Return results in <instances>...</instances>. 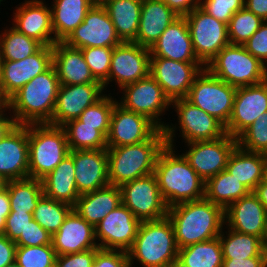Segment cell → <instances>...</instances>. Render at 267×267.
Wrapping results in <instances>:
<instances>
[{
	"instance_id": "obj_1",
	"label": "cell",
	"mask_w": 267,
	"mask_h": 267,
	"mask_svg": "<svg viewBox=\"0 0 267 267\" xmlns=\"http://www.w3.org/2000/svg\"><path fill=\"white\" fill-rule=\"evenodd\" d=\"M167 217L179 249L219 237L225 224L224 209L205 198L174 205Z\"/></svg>"
},
{
	"instance_id": "obj_2",
	"label": "cell",
	"mask_w": 267,
	"mask_h": 267,
	"mask_svg": "<svg viewBox=\"0 0 267 267\" xmlns=\"http://www.w3.org/2000/svg\"><path fill=\"white\" fill-rule=\"evenodd\" d=\"M177 148L168 145L160 152L154 174L161 196L168 208L204 198L205 181L191 167ZM177 152V153H176Z\"/></svg>"
},
{
	"instance_id": "obj_3",
	"label": "cell",
	"mask_w": 267,
	"mask_h": 267,
	"mask_svg": "<svg viewBox=\"0 0 267 267\" xmlns=\"http://www.w3.org/2000/svg\"><path fill=\"white\" fill-rule=\"evenodd\" d=\"M59 86V79L52 65L14 93L8 99V108L15 123H49L55 109Z\"/></svg>"
},
{
	"instance_id": "obj_4",
	"label": "cell",
	"mask_w": 267,
	"mask_h": 267,
	"mask_svg": "<svg viewBox=\"0 0 267 267\" xmlns=\"http://www.w3.org/2000/svg\"><path fill=\"white\" fill-rule=\"evenodd\" d=\"M178 251L172 223L165 217L141 221L137 236L127 253L130 267L136 264L141 267H176Z\"/></svg>"
},
{
	"instance_id": "obj_5",
	"label": "cell",
	"mask_w": 267,
	"mask_h": 267,
	"mask_svg": "<svg viewBox=\"0 0 267 267\" xmlns=\"http://www.w3.org/2000/svg\"><path fill=\"white\" fill-rule=\"evenodd\" d=\"M167 145L164 130L149 140L107 148L109 185H121L154 173L157 158Z\"/></svg>"
},
{
	"instance_id": "obj_6",
	"label": "cell",
	"mask_w": 267,
	"mask_h": 267,
	"mask_svg": "<svg viewBox=\"0 0 267 267\" xmlns=\"http://www.w3.org/2000/svg\"><path fill=\"white\" fill-rule=\"evenodd\" d=\"M29 177L42 179L69 154L66 132L48 123L28 124Z\"/></svg>"
},
{
	"instance_id": "obj_7",
	"label": "cell",
	"mask_w": 267,
	"mask_h": 267,
	"mask_svg": "<svg viewBox=\"0 0 267 267\" xmlns=\"http://www.w3.org/2000/svg\"><path fill=\"white\" fill-rule=\"evenodd\" d=\"M205 68L236 88L257 85L267 80V66L243 45L229 44L224 47Z\"/></svg>"
},
{
	"instance_id": "obj_8",
	"label": "cell",
	"mask_w": 267,
	"mask_h": 267,
	"mask_svg": "<svg viewBox=\"0 0 267 267\" xmlns=\"http://www.w3.org/2000/svg\"><path fill=\"white\" fill-rule=\"evenodd\" d=\"M171 108H175L178 123L175 125L172 122L168 123L164 129L166 143L170 147L176 148L174 141L178 130L180 132L178 137L183 138L182 143L215 140L226 134L225 126L220 121L192 105L185 98L173 100Z\"/></svg>"
},
{
	"instance_id": "obj_9",
	"label": "cell",
	"mask_w": 267,
	"mask_h": 267,
	"mask_svg": "<svg viewBox=\"0 0 267 267\" xmlns=\"http://www.w3.org/2000/svg\"><path fill=\"white\" fill-rule=\"evenodd\" d=\"M235 94L236 87L204 68L195 78L185 99L226 126L233 111Z\"/></svg>"
},
{
	"instance_id": "obj_10",
	"label": "cell",
	"mask_w": 267,
	"mask_h": 267,
	"mask_svg": "<svg viewBox=\"0 0 267 267\" xmlns=\"http://www.w3.org/2000/svg\"><path fill=\"white\" fill-rule=\"evenodd\" d=\"M119 91L122 96L117 101L121 106L147 117L159 129H165L169 122L164 123L161 116L163 117L166 111L171 109L172 102L150 74L135 83L124 86Z\"/></svg>"
},
{
	"instance_id": "obj_11",
	"label": "cell",
	"mask_w": 267,
	"mask_h": 267,
	"mask_svg": "<svg viewBox=\"0 0 267 267\" xmlns=\"http://www.w3.org/2000/svg\"><path fill=\"white\" fill-rule=\"evenodd\" d=\"M185 18L194 53L206 67L224 47L230 44L228 25L209 15L200 6L185 15Z\"/></svg>"
},
{
	"instance_id": "obj_12",
	"label": "cell",
	"mask_w": 267,
	"mask_h": 267,
	"mask_svg": "<svg viewBox=\"0 0 267 267\" xmlns=\"http://www.w3.org/2000/svg\"><path fill=\"white\" fill-rule=\"evenodd\" d=\"M122 203L140 221L167 217L168 207L163 200L154 173L134 179L120 187Z\"/></svg>"
},
{
	"instance_id": "obj_13",
	"label": "cell",
	"mask_w": 267,
	"mask_h": 267,
	"mask_svg": "<svg viewBox=\"0 0 267 267\" xmlns=\"http://www.w3.org/2000/svg\"><path fill=\"white\" fill-rule=\"evenodd\" d=\"M150 49L134 42H122L113 48L108 79L104 91L112 82L117 90L135 83L150 74ZM111 82V83H110Z\"/></svg>"
},
{
	"instance_id": "obj_14",
	"label": "cell",
	"mask_w": 267,
	"mask_h": 267,
	"mask_svg": "<svg viewBox=\"0 0 267 267\" xmlns=\"http://www.w3.org/2000/svg\"><path fill=\"white\" fill-rule=\"evenodd\" d=\"M185 145L187 148L181 154L206 182L226 169L228 159L237 146V138L226 133L215 140L193 141Z\"/></svg>"
},
{
	"instance_id": "obj_15",
	"label": "cell",
	"mask_w": 267,
	"mask_h": 267,
	"mask_svg": "<svg viewBox=\"0 0 267 267\" xmlns=\"http://www.w3.org/2000/svg\"><path fill=\"white\" fill-rule=\"evenodd\" d=\"M66 45L83 49L88 47H115L122 43L102 4H94L83 22L63 41Z\"/></svg>"
},
{
	"instance_id": "obj_16",
	"label": "cell",
	"mask_w": 267,
	"mask_h": 267,
	"mask_svg": "<svg viewBox=\"0 0 267 267\" xmlns=\"http://www.w3.org/2000/svg\"><path fill=\"white\" fill-rule=\"evenodd\" d=\"M205 66L161 57H150V75L162 87L172 102L186 98L195 78Z\"/></svg>"
},
{
	"instance_id": "obj_17",
	"label": "cell",
	"mask_w": 267,
	"mask_h": 267,
	"mask_svg": "<svg viewBox=\"0 0 267 267\" xmlns=\"http://www.w3.org/2000/svg\"><path fill=\"white\" fill-rule=\"evenodd\" d=\"M140 223L131 210L121 203L95 226L98 247L127 252L133 245Z\"/></svg>"
},
{
	"instance_id": "obj_18",
	"label": "cell",
	"mask_w": 267,
	"mask_h": 267,
	"mask_svg": "<svg viewBox=\"0 0 267 267\" xmlns=\"http://www.w3.org/2000/svg\"><path fill=\"white\" fill-rule=\"evenodd\" d=\"M53 65V46H42L36 53L18 61L3 60L0 69V89L8 100L35 76Z\"/></svg>"
},
{
	"instance_id": "obj_19",
	"label": "cell",
	"mask_w": 267,
	"mask_h": 267,
	"mask_svg": "<svg viewBox=\"0 0 267 267\" xmlns=\"http://www.w3.org/2000/svg\"><path fill=\"white\" fill-rule=\"evenodd\" d=\"M159 128L147 117L115 104L107 136V148L132 145L149 140Z\"/></svg>"
},
{
	"instance_id": "obj_20",
	"label": "cell",
	"mask_w": 267,
	"mask_h": 267,
	"mask_svg": "<svg viewBox=\"0 0 267 267\" xmlns=\"http://www.w3.org/2000/svg\"><path fill=\"white\" fill-rule=\"evenodd\" d=\"M105 93L101 83L60 85L55 109L48 124L62 127L67 122L77 119L87 107L97 102Z\"/></svg>"
},
{
	"instance_id": "obj_21",
	"label": "cell",
	"mask_w": 267,
	"mask_h": 267,
	"mask_svg": "<svg viewBox=\"0 0 267 267\" xmlns=\"http://www.w3.org/2000/svg\"><path fill=\"white\" fill-rule=\"evenodd\" d=\"M267 112V80L251 86L236 88L233 111L225 131L237 138L255 120Z\"/></svg>"
},
{
	"instance_id": "obj_22",
	"label": "cell",
	"mask_w": 267,
	"mask_h": 267,
	"mask_svg": "<svg viewBox=\"0 0 267 267\" xmlns=\"http://www.w3.org/2000/svg\"><path fill=\"white\" fill-rule=\"evenodd\" d=\"M0 177L5 182L29 177L28 125L16 124L0 139Z\"/></svg>"
},
{
	"instance_id": "obj_23",
	"label": "cell",
	"mask_w": 267,
	"mask_h": 267,
	"mask_svg": "<svg viewBox=\"0 0 267 267\" xmlns=\"http://www.w3.org/2000/svg\"><path fill=\"white\" fill-rule=\"evenodd\" d=\"M23 2L19 3L13 11L12 26L43 46H53L57 41L52 27L50 6L45 0H24Z\"/></svg>"
},
{
	"instance_id": "obj_24",
	"label": "cell",
	"mask_w": 267,
	"mask_h": 267,
	"mask_svg": "<svg viewBox=\"0 0 267 267\" xmlns=\"http://www.w3.org/2000/svg\"><path fill=\"white\" fill-rule=\"evenodd\" d=\"M73 162L80 195L109 185L107 149L73 150Z\"/></svg>"
},
{
	"instance_id": "obj_25",
	"label": "cell",
	"mask_w": 267,
	"mask_h": 267,
	"mask_svg": "<svg viewBox=\"0 0 267 267\" xmlns=\"http://www.w3.org/2000/svg\"><path fill=\"white\" fill-rule=\"evenodd\" d=\"M267 211L253 192L224 210L225 225L239 233L258 236L263 241Z\"/></svg>"
},
{
	"instance_id": "obj_26",
	"label": "cell",
	"mask_w": 267,
	"mask_h": 267,
	"mask_svg": "<svg viewBox=\"0 0 267 267\" xmlns=\"http://www.w3.org/2000/svg\"><path fill=\"white\" fill-rule=\"evenodd\" d=\"M52 246L57 255L97 249L95 228L73 208L60 229L52 235Z\"/></svg>"
},
{
	"instance_id": "obj_27",
	"label": "cell",
	"mask_w": 267,
	"mask_h": 267,
	"mask_svg": "<svg viewBox=\"0 0 267 267\" xmlns=\"http://www.w3.org/2000/svg\"><path fill=\"white\" fill-rule=\"evenodd\" d=\"M150 57L201 63L194 53L185 16L175 19L150 48Z\"/></svg>"
},
{
	"instance_id": "obj_28",
	"label": "cell",
	"mask_w": 267,
	"mask_h": 267,
	"mask_svg": "<svg viewBox=\"0 0 267 267\" xmlns=\"http://www.w3.org/2000/svg\"><path fill=\"white\" fill-rule=\"evenodd\" d=\"M53 66L60 85L100 83L92 75L81 49L73 48L64 42L53 45Z\"/></svg>"
},
{
	"instance_id": "obj_29",
	"label": "cell",
	"mask_w": 267,
	"mask_h": 267,
	"mask_svg": "<svg viewBox=\"0 0 267 267\" xmlns=\"http://www.w3.org/2000/svg\"><path fill=\"white\" fill-rule=\"evenodd\" d=\"M178 17L179 15L163 1L144 0L138 33L133 42L150 49L163 31Z\"/></svg>"
},
{
	"instance_id": "obj_30",
	"label": "cell",
	"mask_w": 267,
	"mask_h": 267,
	"mask_svg": "<svg viewBox=\"0 0 267 267\" xmlns=\"http://www.w3.org/2000/svg\"><path fill=\"white\" fill-rule=\"evenodd\" d=\"M43 194L50 199L64 202L72 207L80 196L75 181V166L73 151L56 166V168L41 179Z\"/></svg>"
},
{
	"instance_id": "obj_31",
	"label": "cell",
	"mask_w": 267,
	"mask_h": 267,
	"mask_svg": "<svg viewBox=\"0 0 267 267\" xmlns=\"http://www.w3.org/2000/svg\"><path fill=\"white\" fill-rule=\"evenodd\" d=\"M122 203L118 186L108 185L96 191L81 194L73 207L94 228L106 215Z\"/></svg>"
},
{
	"instance_id": "obj_32",
	"label": "cell",
	"mask_w": 267,
	"mask_h": 267,
	"mask_svg": "<svg viewBox=\"0 0 267 267\" xmlns=\"http://www.w3.org/2000/svg\"><path fill=\"white\" fill-rule=\"evenodd\" d=\"M94 4L92 0H53L50 9L55 40L63 42Z\"/></svg>"
},
{
	"instance_id": "obj_33",
	"label": "cell",
	"mask_w": 267,
	"mask_h": 267,
	"mask_svg": "<svg viewBox=\"0 0 267 267\" xmlns=\"http://www.w3.org/2000/svg\"><path fill=\"white\" fill-rule=\"evenodd\" d=\"M106 9L116 33L122 42H133L136 39L142 2L137 0H104Z\"/></svg>"
},
{
	"instance_id": "obj_34",
	"label": "cell",
	"mask_w": 267,
	"mask_h": 267,
	"mask_svg": "<svg viewBox=\"0 0 267 267\" xmlns=\"http://www.w3.org/2000/svg\"><path fill=\"white\" fill-rule=\"evenodd\" d=\"M266 159L265 154L249 152L237 145L228 159L226 170L253 192L262 181Z\"/></svg>"
},
{
	"instance_id": "obj_35",
	"label": "cell",
	"mask_w": 267,
	"mask_h": 267,
	"mask_svg": "<svg viewBox=\"0 0 267 267\" xmlns=\"http://www.w3.org/2000/svg\"><path fill=\"white\" fill-rule=\"evenodd\" d=\"M227 229L225 231L224 229ZM219 240L223 259H245L250 257H267V250L258 236L239 233L223 226Z\"/></svg>"
},
{
	"instance_id": "obj_36",
	"label": "cell",
	"mask_w": 267,
	"mask_h": 267,
	"mask_svg": "<svg viewBox=\"0 0 267 267\" xmlns=\"http://www.w3.org/2000/svg\"><path fill=\"white\" fill-rule=\"evenodd\" d=\"M250 191L226 169L205 182L204 198L224 210Z\"/></svg>"
},
{
	"instance_id": "obj_37",
	"label": "cell",
	"mask_w": 267,
	"mask_h": 267,
	"mask_svg": "<svg viewBox=\"0 0 267 267\" xmlns=\"http://www.w3.org/2000/svg\"><path fill=\"white\" fill-rule=\"evenodd\" d=\"M219 237L179 249L176 267H222Z\"/></svg>"
},
{
	"instance_id": "obj_38",
	"label": "cell",
	"mask_w": 267,
	"mask_h": 267,
	"mask_svg": "<svg viewBox=\"0 0 267 267\" xmlns=\"http://www.w3.org/2000/svg\"><path fill=\"white\" fill-rule=\"evenodd\" d=\"M11 211L33 214L38 201L44 196L42 181L35 178H25L7 181Z\"/></svg>"
},
{
	"instance_id": "obj_39",
	"label": "cell",
	"mask_w": 267,
	"mask_h": 267,
	"mask_svg": "<svg viewBox=\"0 0 267 267\" xmlns=\"http://www.w3.org/2000/svg\"><path fill=\"white\" fill-rule=\"evenodd\" d=\"M62 127L70 151L107 149V138L97 130V126L83 125L78 119H74Z\"/></svg>"
},
{
	"instance_id": "obj_40",
	"label": "cell",
	"mask_w": 267,
	"mask_h": 267,
	"mask_svg": "<svg viewBox=\"0 0 267 267\" xmlns=\"http://www.w3.org/2000/svg\"><path fill=\"white\" fill-rule=\"evenodd\" d=\"M0 31V43L3 60L18 61L36 53L43 45L24 35L13 26Z\"/></svg>"
},
{
	"instance_id": "obj_41",
	"label": "cell",
	"mask_w": 267,
	"mask_h": 267,
	"mask_svg": "<svg viewBox=\"0 0 267 267\" xmlns=\"http://www.w3.org/2000/svg\"><path fill=\"white\" fill-rule=\"evenodd\" d=\"M72 209L71 205L47 198L44 195L34 209L33 219L53 235L60 229Z\"/></svg>"
},
{
	"instance_id": "obj_42",
	"label": "cell",
	"mask_w": 267,
	"mask_h": 267,
	"mask_svg": "<svg viewBox=\"0 0 267 267\" xmlns=\"http://www.w3.org/2000/svg\"><path fill=\"white\" fill-rule=\"evenodd\" d=\"M112 94H104L97 102L87 107L77 118L83 125L97 126L106 138L110 129V119L113 108L118 102Z\"/></svg>"
},
{
	"instance_id": "obj_43",
	"label": "cell",
	"mask_w": 267,
	"mask_h": 267,
	"mask_svg": "<svg viewBox=\"0 0 267 267\" xmlns=\"http://www.w3.org/2000/svg\"><path fill=\"white\" fill-rule=\"evenodd\" d=\"M264 21L246 7L237 11L228 24L230 44L243 45Z\"/></svg>"
},
{
	"instance_id": "obj_44",
	"label": "cell",
	"mask_w": 267,
	"mask_h": 267,
	"mask_svg": "<svg viewBox=\"0 0 267 267\" xmlns=\"http://www.w3.org/2000/svg\"><path fill=\"white\" fill-rule=\"evenodd\" d=\"M56 256L52 244L17 246L15 261L21 267H55Z\"/></svg>"
},
{
	"instance_id": "obj_45",
	"label": "cell",
	"mask_w": 267,
	"mask_h": 267,
	"mask_svg": "<svg viewBox=\"0 0 267 267\" xmlns=\"http://www.w3.org/2000/svg\"><path fill=\"white\" fill-rule=\"evenodd\" d=\"M237 145L246 151L267 155V112L237 137Z\"/></svg>"
},
{
	"instance_id": "obj_46",
	"label": "cell",
	"mask_w": 267,
	"mask_h": 267,
	"mask_svg": "<svg viewBox=\"0 0 267 267\" xmlns=\"http://www.w3.org/2000/svg\"><path fill=\"white\" fill-rule=\"evenodd\" d=\"M81 50L92 75L103 84L109 77L113 47H88Z\"/></svg>"
},
{
	"instance_id": "obj_47",
	"label": "cell",
	"mask_w": 267,
	"mask_h": 267,
	"mask_svg": "<svg viewBox=\"0 0 267 267\" xmlns=\"http://www.w3.org/2000/svg\"><path fill=\"white\" fill-rule=\"evenodd\" d=\"M200 7L228 25L234 14L245 7V0H201Z\"/></svg>"
},
{
	"instance_id": "obj_48",
	"label": "cell",
	"mask_w": 267,
	"mask_h": 267,
	"mask_svg": "<svg viewBox=\"0 0 267 267\" xmlns=\"http://www.w3.org/2000/svg\"><path fill=\"white\" fill-rule=\"evenodd\" d=\"M17 246H41L52 244V235L46 231L37 221L32 219L15 241Z\"/></svg>"
},
{
	"instance_id": "obj_49",
	"label": "cell",
	"mask_w": 267,
	"mask_h": 267,
	"mask_svg": "<svg viewBox=\"0 0 267 267\" xmlns=\"http://www.w3.org/2000/svg\"><path fill=\"white\" fill-rule=\"evenodd\" d=\"M92 267H130L128 253L122 250L97 248Z\"/></svg>"
},
{
	"instance_id": "obj_50",
	"label": "cell",
	"mask_w": 267,
	"mask_h": 267,
	"mask_svg": "<svg viewBox=\"0 0 267 267\" xmlns=\"http://www.w3.org/2000/svg\"><path fill=\"white\" fill-rule=\"evenodd\" d=\"M245 49L267 66V21L243 44Z\"/></svg>"
},
{
	"instance_id": "obj_51",
	"label": "cell",
	"mask_w": 267,
	"mask_h": 267,
	"mask_svg": "<svg viewBox=\"0 0 267 267\" xmlns=\"http://www.w3.org/2000/svg\"><path fill=\"white\" fill-rule=\"evenodd\" d=\"M32 219L33 214L31 213L11 211L6 218L4 235L15 242L20 237L21 233H24Z\"/></svg>"
},
{
	"instance_id": "obj_52",
	"label": "cell",
	"mask_w": 267,
	"mask_h": 267,
	"mask_svg": "<svg viewBox=\"0 0 267 267\" xmlns=\"http://www.w3.org/2000/svg\"><path fill=\"white\" fill-rule=\"evenodd\" d=\"M95 256L96 249L57 255L55 267H92Z\"/></svg>"
},
{
	"instance_id": "obj_53",
	"label": "cell",
	"mask_w": 267,
	"mask_h": 267,
	"mask_svg": "<svg viewBox=\"0 0 267 267\" xmlns=\"http://www.w3.org/2000/svg\"><path fill=\"white\" fill-rule=\"evenodd\" d=\"M17 245L4 234H0V267L15 261Z\"/></svg>"
},
{
	"instance_id": "obj_54",
	"label": "cell",
	"mask_w": 267,
	"mask_h": 267,
	"mask_svg": "<svg viewBox=\"0 0 267 267\" xmlns=\"http://www.w3.org/2000/svg\"><path fill=\"white\" fill-rule=\"evenodd\" d=\"M222 267H267V257L223 259Z\"/></svg>"
},
{
	"instance_id": "obj_55",
	"label": "cell",
	"mask_w": 267,
	"mask_h": 267,
	"mask_svg": "<svg viewBox=\"0 0 267 267\" xmlns=\"http://www.w3.org/2000/svg\"><path fill=\"white\" fill-rule=\"evenodd\" d=\"M166 3L176 14L185 16L201 4V0H161Z\"/></svg>"
},
{
	"instance_id": "obj_56",
	"label": "cell",
	"mask_w": 267,
	"mask_h": 267,
	"mask_svg": "<svg viewBox=\"0 0 267 267\" xmlns=\"http://www.w3.org/2000/svg\"><path fill=\"white\" fill-rule=\"evenodd\" d=\"M245 7L263 21H267V0H245Z\"/></svg>"
},
{
	"instance_id": "obj_57",
	"label": "cell",
	"mask_w": 267,
	"mask_h": 267,
	"mask_svg": "<svg viewBox=\"0 0 267 267\" xmlns=\"http://www.w3.org/2000/svg\"><path fill=\"white\" fill-rule=\"evenodd\" d=\"M9 111L10 110L7 106L0 113V139H2L16 125L13 115Z\"/></svg>"
},
{
	"instance_id": "obj_58",
	"label": "cell",
	"mask_w": 267,
	"mask_h": 267,
	"mask_svg": "<svg viewBox=\"0 0 267 267\" xmlns=\"http://www.w3.org/2000/svg\"><path fill=\"white\" fill-rule=\"evenodd\" d=\"M258 200L264 205L267 211V183L260 182L257 187L253 190Z\"/></svg>"
},
{
	"instance_id": "obj_59",
	"label": "cell",
	"mask_w": 267,
	"mask_h": 267,
	"mask_svg": "<svg viewBox=\"0 0 267 267\" xmlns=\"http://www.w3.org/2000/svg\"><path fill=\"white\" fill-rule=\"evenodd\" d=\"M0 212H11L9 194L6 187L0 190Z\"/></svg>"
},
{
	"instance_id": "obj_60",
	"label": "cell",
	"mask_w": 267,
	"mask_h": 267,
	"mask_svg": "<svg viewBox=\"0 0 267 267\" xmlns=\"http://www.w3.org/2000/svg\"><path fill=\"white\" fill-rule=\"evenodd\" d=\"M9 214L10 212H0V234H4L6 218Z\"/></svg>"
},
{
	"instance_id": "obj_61",
	"label": "cell",
	"mask_w": 267,
	"mask_h": 267,
	"mask_svg": "<svg viewBox=\"0 0 267 267\" xmlns=\"http://www.w3.org/2000/svg\"><path fill=\"white\" fill-rule=\"evenodd\" d=\"M8 106V100L2 95L0 89V113Z\"/></svg>"
},
{
	"instance_id": "obj_62",
	"label": "cell",
	"mask_w": 267,
	"mask_h": 267,
	"mask_svg": "<svg viewBox=\"0 0 267 267\" xmlns=\"http://www.w3.org/2000/svg\"><path fill=\"white\" fill-rule=\"evenodd\" d=\"M263 244L265 249L267 250V217H266L265 231L263 235Z\"/></svg>"
},
{
	"instance_id": "obj_63",
	"label": "cell",
	"mask_w": 267,
	"mask_h": 267,
	"mask_svg": "<svg viewBox=\"0 0 267 267\" xmlns=\"http://www.w3.org/2000/svg\"><path fill=\"white\" fill-rule=\"evenodd\" d=\"M262 182L267 183V159H266V162H265V165H264Z\"/></svg>"
},
{
	"instance_id": "obj_64",
	"label": "cell",
	"mask_w": 267,
	"mask_h": 267,
	"mask_svg": "<svg viewBox=\"0 0 267 267\" xmlns=\"http://www.w3.org/2000/svg\"><path fill=\"white\" fill-rule=\"evenodd\" d=\"M5 267H21L16 261L7 264Z\"/></svg>"
},
{
	"instance_id": "obj_65",
	"label": "cell",
	"mask_w": 267,
	"mask_h": 267,
	"mask_svg": "<svg viewBox=\"0 0 267 267\" xmlns=\"http://www.w3.org/2000/svg\"><path fill=\"white\" fill-rule=\"evenodd\" d=\"M3 64V57H2V48H1V43H0V69Z\"/></svg>"
},
{
	"instance_id": "obj_66",
	"label": "cell",
	"mask_w": 267,
	"mask_h": 267,
	"mask_svg": "<svg viewBox=\"0 0 267 267\" xmlns=\"http://www.w3.org/2000/svg\"><path fill=\"white\" fill-rule=\"evenodd\" d=\"M5 181L0 177V190L5 187Z\"/></svg>"
},
{
	"instance_id": "obj_67",
	"label": "cell",
	"mask_w": 267,
	"mask_h": 267,
	"mask_svg": "<svg viewBox=\"0 0 267 267\" xmlns=\"http://www.w3.org/2000/svg\"><path fill=\"white\" fill-rule=\"evenodd\" d=\"M95 4H101L104 0H92Z\"/></svg>"
}]
</instances>
